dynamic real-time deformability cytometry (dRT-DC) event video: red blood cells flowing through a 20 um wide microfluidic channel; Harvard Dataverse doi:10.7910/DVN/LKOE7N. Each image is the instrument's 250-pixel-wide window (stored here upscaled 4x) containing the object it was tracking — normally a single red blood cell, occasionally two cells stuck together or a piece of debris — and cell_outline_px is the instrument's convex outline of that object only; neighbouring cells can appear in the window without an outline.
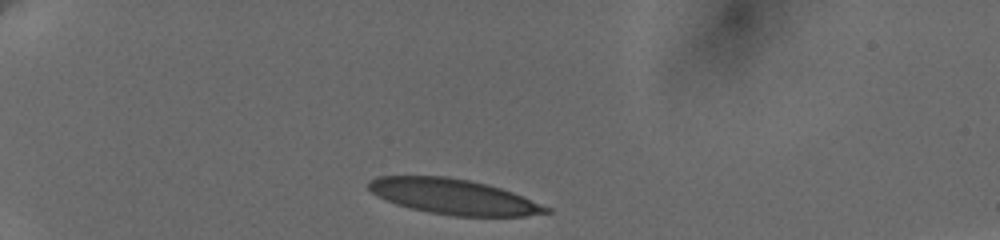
{"species": "human", "species_latin": "Homo sapiens", "temperature_condition": "cold", "stored_images_in_passage": 8, "camera_frame_rate_fps": 3000, "um_per_image_px": 0.085, "donor": {"sex": "female"}, "frame": {"image": 1, "passage_image": 1, "time_ms": 0.0, "image_size_px": [1000, 240], "cell_outline_px": [[552, 212], [524, 216], [456, 216], [428, 212], [396, 204], [376, 196], [368, 188], [368, 180], [376, 176], [448, 176], [488, 184], [512, 192], [552, 208]], "centroid_in_image_um": [38.54, 16.71], "position_along_channel_um": 46.5, "area_um2": 36.53}}
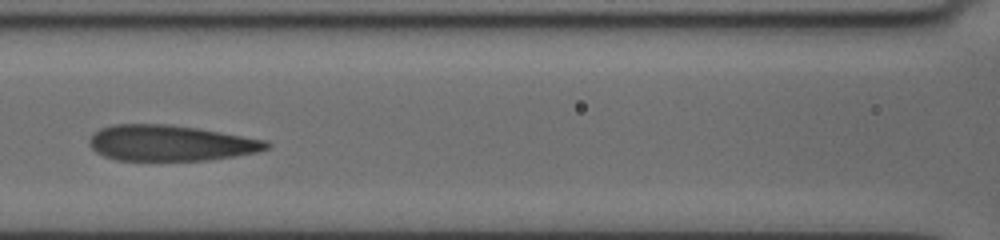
{"frame": {"image": 2, "passage_image": 5, "time_ms": 4.333, "image_size_px": [1000, 240], "cell_outline_px": [[272, 144], [268, 148], [256, 152], [236, 156], [208, 160], [116, 160], [104, 156], [96, 152], [88, 144], [88, 140], [100, 128], [112, 124], [168, 124], [196, 128], [268, 140]], "centroid_in_image_um": [14.49, 12.16], "position_along_channel_um": 152.1, "area_um2": 36.93}}
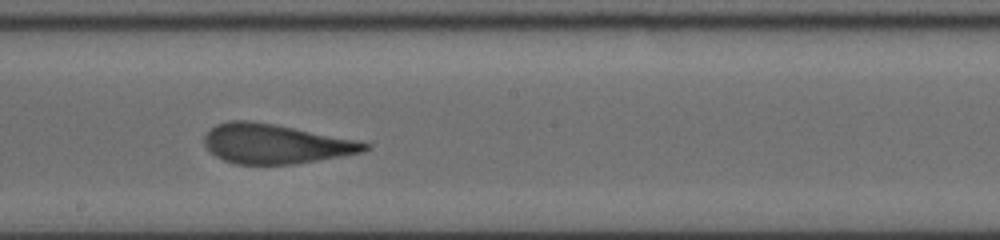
{"frame": {"image": 3, "passage_image": 7, "time_ms": 6.333, "image_size_px": [1000, 240], "cell_outline_px": [[372, 144], [364, 152], [292, 164], [236, 164], [224, 160], [216, 156], [204, 144], [204, 136], [216, 124], [228, 120], [248, 120], [272, 124], [356, 140]], "centroid_in_image_um": [23.38, 12.22], "position_along_channel_um": 224.8, "area_um2": 36.41}}